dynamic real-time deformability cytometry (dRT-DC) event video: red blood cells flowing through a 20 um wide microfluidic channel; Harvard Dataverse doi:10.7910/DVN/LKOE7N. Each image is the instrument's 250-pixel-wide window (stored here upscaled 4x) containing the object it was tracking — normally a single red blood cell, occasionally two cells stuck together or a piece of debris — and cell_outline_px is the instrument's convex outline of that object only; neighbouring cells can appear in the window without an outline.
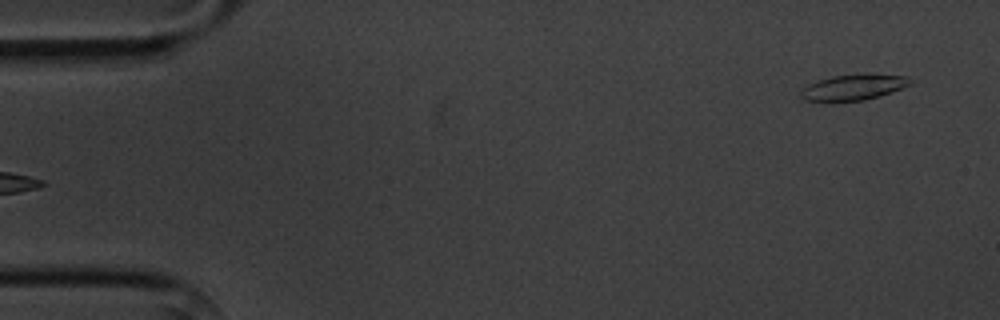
{"species": "common noctule bat (a hibernating species)", "species_latin": "Nyctalus noctula", "temperature_condition": "cold", "stored_images_in_passage": 7, "camera_frame_rate_fps": 3000, "um_per_image_px": 0.085, "animal": {"sex": "male", "body_mass_g": 20.1, "forearm_length_mm": 53.5}, "frame": {"image": 1, "passage_image": 7, "time_ms": 10.0, "image_size_px": [1000, 320], "cell_outline_px": [[912, 84], [880, 96], [864, 100], [832, 104], [804, 100], [800, 96], [800, 92], [808, 84], [816, 80], [832, 76], [908, 76]], "centroid_in_image_um": [72.41, 7.5], "position_along_channel_um": 12.6, "area_um2": 16.3}}